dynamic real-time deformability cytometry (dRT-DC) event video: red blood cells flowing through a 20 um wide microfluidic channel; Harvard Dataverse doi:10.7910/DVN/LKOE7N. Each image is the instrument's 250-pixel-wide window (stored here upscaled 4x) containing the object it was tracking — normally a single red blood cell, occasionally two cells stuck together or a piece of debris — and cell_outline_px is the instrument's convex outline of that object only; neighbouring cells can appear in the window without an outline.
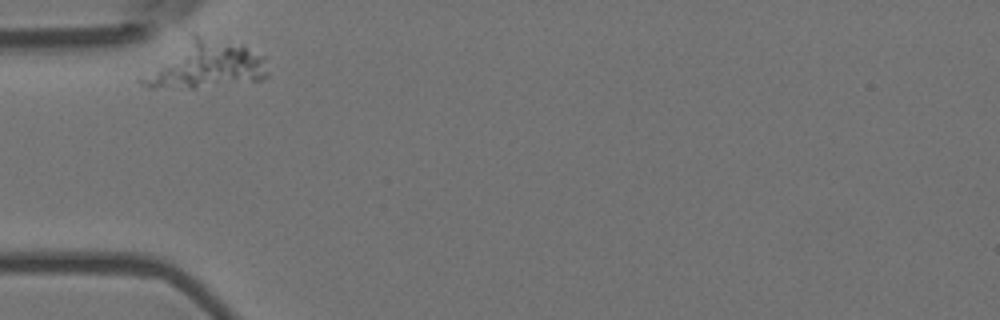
{"species": "Egyptian fruit bat (a non-hibernating species)", "species_latin": "Rousettus aegyptiacus", "temperature_condition": "room temperature", "stored_images_in_passage": 1, "camera_frame_rate_fps": 3000, "um_per_image_px": 0.085, "animal": {"sex": "female"}, "frame": {"image": 1, "passage_image": 1, "time_ms": 0.0, "image_size_px": [1000, 320], "cell_outline_px": [[268, 76], [260, 80], [196, 88], [148, 88], [140, 84], [140, 80], [192, 36], [196, 36], [244, 44], [264, 56], [268, 72]], "centroid_in_image_um": [17.61, 5.57], "position_along_channel_um": 67.4, "area_um2": 33.06}}